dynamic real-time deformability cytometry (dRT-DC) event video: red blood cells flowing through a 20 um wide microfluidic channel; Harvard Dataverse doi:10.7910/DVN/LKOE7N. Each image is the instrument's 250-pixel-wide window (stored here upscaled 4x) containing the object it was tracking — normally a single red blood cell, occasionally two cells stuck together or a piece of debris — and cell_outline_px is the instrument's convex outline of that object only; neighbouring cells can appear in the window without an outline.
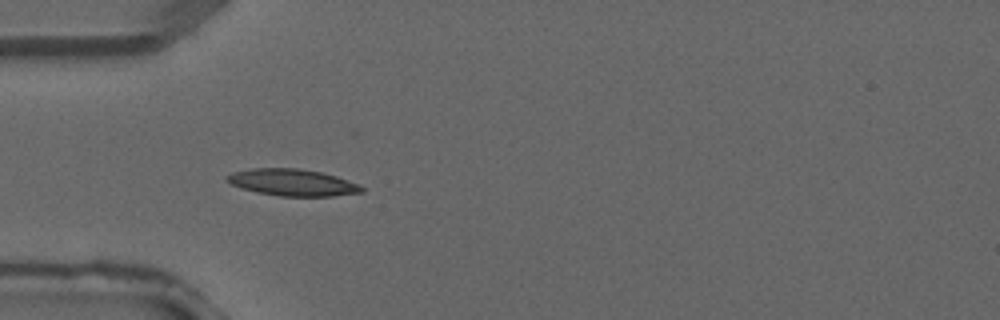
{"species": "common noctule bat (a hibernating species)", "species_latin": "Nyctalus noctula", "temperature_condition": "warm", "stored_images_in_passage": 3, "camera_frame_rate_fps": 3000, "um_per_image_px": 0.085, "animal": {"sex": "male", "forearm_length_mm": 52.5}, "frame": {"image": 1, "passage_image": 2, "time_ms": 0.333, "image_size_px": [1000, 320], "cell_outline_px": [[364, 192], [332, 196], [280, 196], [256, 192], [240, 188], [224, 180], [224, 176], [232, 172], [252, 168], [300, 168], [324, 172], [360, 184], [364, 188]], "centroid_in_image_um": [24.85, 15.5], "position_along_channel_um": 60.2, "area_um2": 21.33}}
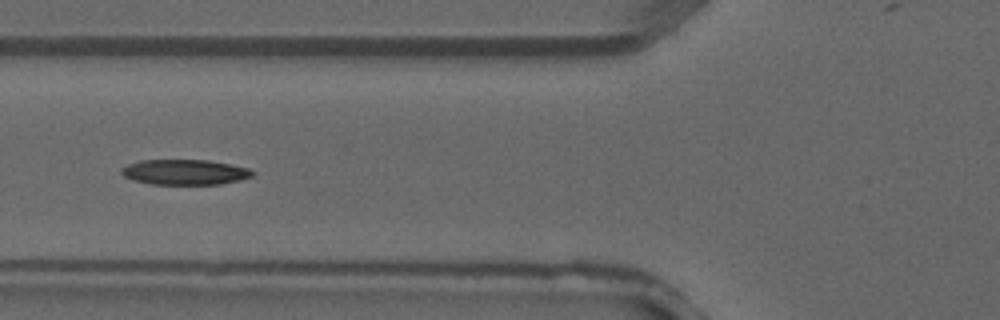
{"frame": {"image": 2, "passage_image": 3, "time_ms": 0.667, "image_size_px": [1000, 320], "cell_outline_px": [[256, 172], [252, 176], [240, 180], [220, 184], [152, 184], [136, 180], [124, 176], [120, 172], [128, 164], [140, 160], [208, 160], [232, 164], [248, 168]], "centroid_in_image_um": [15.76, 14.62], "position_along_channel_um": 110.0, "area_um2": 19.19}}